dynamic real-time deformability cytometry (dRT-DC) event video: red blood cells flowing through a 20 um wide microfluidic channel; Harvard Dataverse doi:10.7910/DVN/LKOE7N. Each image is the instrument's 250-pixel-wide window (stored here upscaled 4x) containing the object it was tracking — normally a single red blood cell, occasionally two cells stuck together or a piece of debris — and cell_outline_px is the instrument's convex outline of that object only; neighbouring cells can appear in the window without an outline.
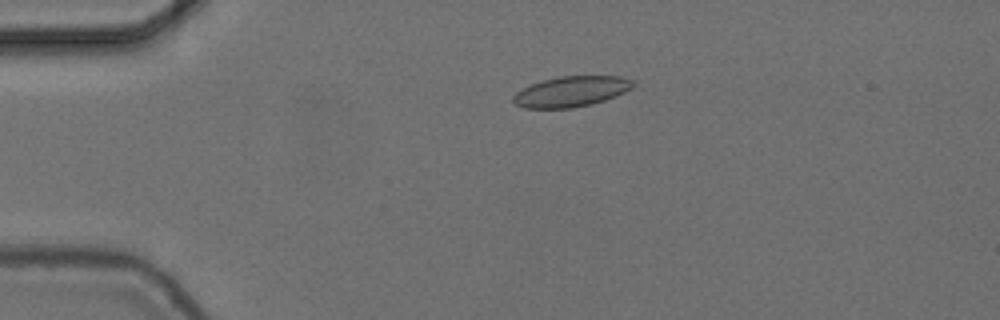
{"species": "common noctule bat (a hibernating species)", "species_latin": "Nyctalus noctula", "temperature_condition": "cold", "stored_images_in_passage": 46, "camera_frame_rate_fps": 3000, "um_per_image_px": 0.085, "animal": {"sex": "female", "body_mass_g": 24.6, "forearm_length_mm": 56.2}, "frame": {"image": 1, "passage_image": 3, "time_ms": 0.667, "image_size_px": [1000, 320], "cell_outline_px": [[636, 84], [632, 88], [624, 92], [604, 100], [592, 104], [572, 108], [524, 108], [516, 104], [512, 100], [512, 96], [516, 92], [532, 84], [544, 80], [560, 76], [620, 76], [636, 80]], "centroid_in_image_um": [48.58, 7.77], "position_along_channel_um": 36.4, "area_um2": 21.27}}
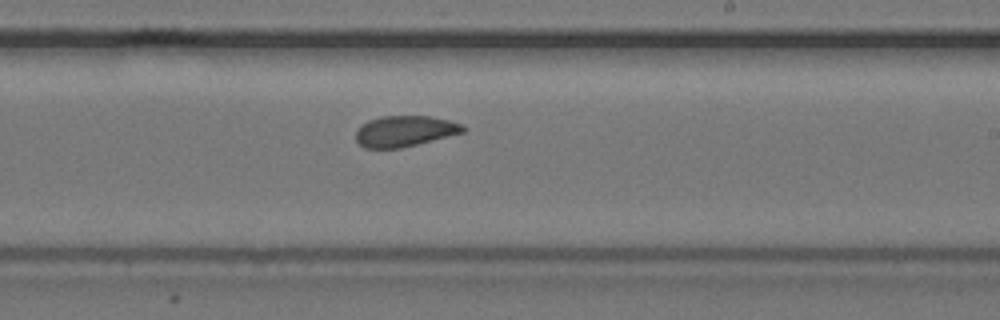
{"frame": {"image": 2, "passage_image": 24, "time_ms": 7.667, "image_size_px": [1000, 320], "cell_outline_px": [[468, 128], [464, 132], [400, 148], [364, 148], [356, 140], [356, 132], [368, 120], [380, 116], [432, 116], [464, 124]], "centroid_in_image_um": [34.44, 11.14], "position_along_channel_um": 254.6, "area_um2": 19.19}}
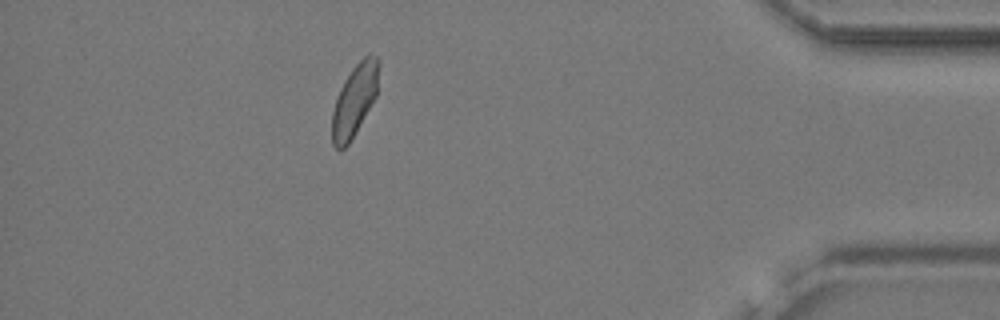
{"frame": {"image": 3, "passage_image": 40, "time_ms": 13.0, "image_size_px": [1000, 320], "cell_outline_px": [[380, 64], [376, 96], [348, 144], [340, 152], [332, 144], [332, 112], [336, 96], [344, 80], [352, 68], [368, 52], [372, 52], [380, 60]], "centroid_in_image_um": [30.14, 8.47], "position_along_channel_um": 405.1, "area_um2": 19.65}, "authors_computed_cell_mechanics": {"area_um2": 20.0277, "velocity_mm_per_s": 3.7043, "shape_relaxation_time_tau1_ms": 6.3329, "shape_relaxation_time_tau2_ms": 1.687, "deformation_change_tau1": 0.0898, "deformation_change_tau2": 0.0651}}